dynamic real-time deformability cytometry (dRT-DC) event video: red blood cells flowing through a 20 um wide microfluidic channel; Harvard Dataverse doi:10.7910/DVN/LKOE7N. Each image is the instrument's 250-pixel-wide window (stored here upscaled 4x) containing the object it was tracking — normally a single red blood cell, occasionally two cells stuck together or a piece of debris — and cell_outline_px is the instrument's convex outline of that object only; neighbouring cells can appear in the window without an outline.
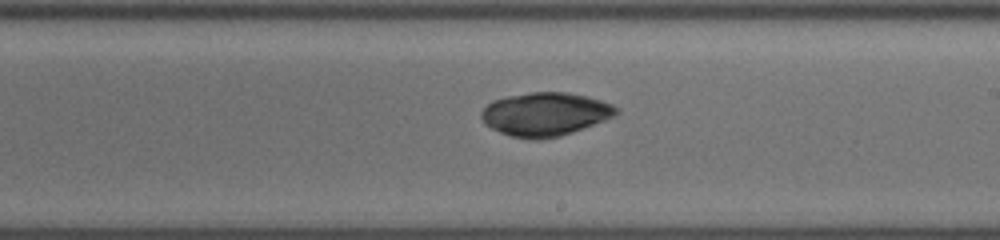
{"species": "common noctule bat (a hibernating species)", "species_latin": "Nyctalus noctula", "temperature_condition": "cold", "stored_images_in_passage": 44, "camera_frame_rate_fps": 3000, "um_per_image_px": 0.085, "animal": {"sex": "female", "body_mass_g": 19.5, "forearm_length_mm": 54.1}, "frame": {"image": 1, "passage_image": 24, "time_ms": 7.667, "image_size_px": [1000, 240], "cell_outline_px": [[620, 112], [604, 120], [572, 132], [560, 136], [536, 140], [532, 140], [512, 136], [500, 132], [484, 124], [480, 116], [480, 112], [492, 100], [508, 96], [532, 92], [568, 92], [588, 96], [612, 104], [620, 108]], "centroid_in_image_um": [46.33, 9.7], "position_along_channel_um": 242.7, "area_um2": 34.16}}
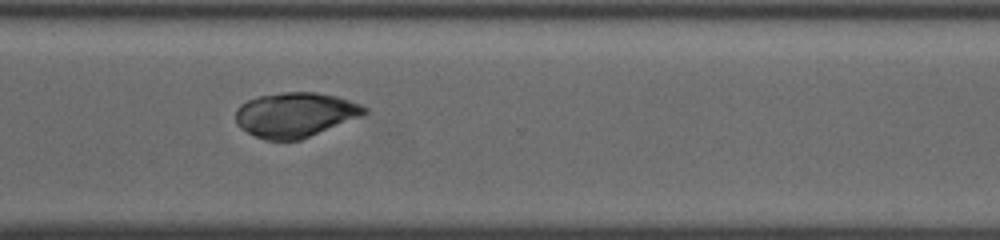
{"frame": {"image": 2, "passage_image": 32, "time_ms": 10.333, "image_size_px": [1000, 240], "cell_outline_px": [[368, 112], [360, 116], [300, 140], [264, 140], [240, 128], [236, 124], [236, 108], [240, 104], [256, 96], [284, 92], [316, 92], [336, 96], [360, 104], [368, 108]], "centroid_in_image_um": [25.05, 9.74], "position_along_channel_um": 345.5, "area_um2": 33.41}}
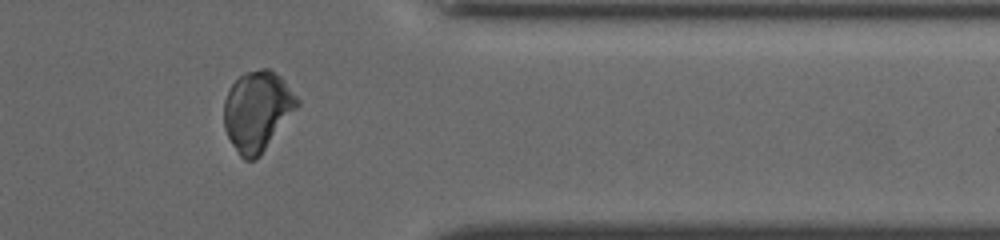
{"frame": {"image": 3, "passage_image": 36, "time_ms": 11.667, "image_size_px": [1000, 240], "cell_outline_px": [[300, 104], [260, 156], [256, 160], [244, 160], [240, 156], [232, 144], [224, 128], [224, 100], [232, 84], [244, 72], [260, 68], [268, 68], [280, 76], [284, 80], [300, 100]], "centroid_in_image_um": [21.87, 9.43], "position_along_channel_um": 389.5, "area_um2": 34.1}}